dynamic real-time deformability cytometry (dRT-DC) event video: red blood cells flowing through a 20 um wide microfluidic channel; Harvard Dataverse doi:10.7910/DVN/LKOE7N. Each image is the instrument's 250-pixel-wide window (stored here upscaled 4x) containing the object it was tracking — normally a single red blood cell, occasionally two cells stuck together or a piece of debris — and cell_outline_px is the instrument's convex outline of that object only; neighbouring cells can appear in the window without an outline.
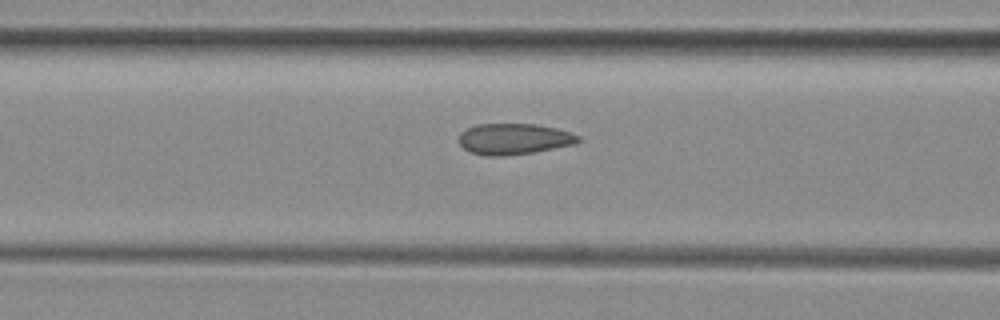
{"species": "common noctule bat (a hibernating species)", "species_latin": "Nyctalus noctula", "temperature_condition": "room temperature", "stored_images_in_passage": 14, "camera_frame_rate_fps": 3000, "um_per_image_px": 0.085, "animal": {"sex": "female", "body_mass_g": 29.2, "forearm_length_mm": 56.3}, "frame": {"image": 1, "passage_image": 12, "time_ms": 3.667, "image_size_px": [1000, 320], "cell_outline_px": [[580, 140], [572, 144], [532, 152], [504, 156], [484, 156], [472, 152], [464, 148], [460, 144], [460, 132], [476, 124], [536, 124], [556, 128], [572, 132], [580, 136]], "centroid_in_image_um": [43.67, 11.8], "position_along_channel_um": 122.9, "area_um2": 21.39}}